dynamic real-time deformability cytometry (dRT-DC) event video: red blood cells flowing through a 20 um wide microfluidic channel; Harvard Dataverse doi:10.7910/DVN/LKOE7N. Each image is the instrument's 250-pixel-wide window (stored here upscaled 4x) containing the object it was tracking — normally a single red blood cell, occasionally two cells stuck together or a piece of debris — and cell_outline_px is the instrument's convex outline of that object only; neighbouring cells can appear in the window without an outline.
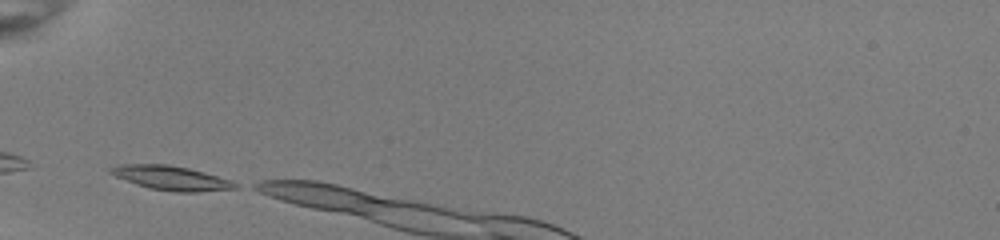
{"species": "common noctule bat (a hibernating species)", "species_latin": "Nyctalus noctula", "temperature_condition": "room temperature", "stored_images_in_passage": 4, "camera_frame_rate_fps": 3000, "um_per_image_px": 0.085, "animal": {"sex": "female", "body_mass_g": 22.0, "forearm_length_mm": 56.7}, "frame": {"image": 1, "passage_image": 1, "time_ms": 0.0, "image_size_px": [1000, 240], "cell_outline_px": [[240, 188], [200, 192], [176, 192], [148, 188], [136, 184], [116, 176], [108, 172], [108, 168], [120, 164], [168, 164], [188, 168], [204, 172], [240, 184]], "centroid_in_image_um": [14.56, 15.13], "position_along_channel_um": 70.4, "area_um2": 17.63}}